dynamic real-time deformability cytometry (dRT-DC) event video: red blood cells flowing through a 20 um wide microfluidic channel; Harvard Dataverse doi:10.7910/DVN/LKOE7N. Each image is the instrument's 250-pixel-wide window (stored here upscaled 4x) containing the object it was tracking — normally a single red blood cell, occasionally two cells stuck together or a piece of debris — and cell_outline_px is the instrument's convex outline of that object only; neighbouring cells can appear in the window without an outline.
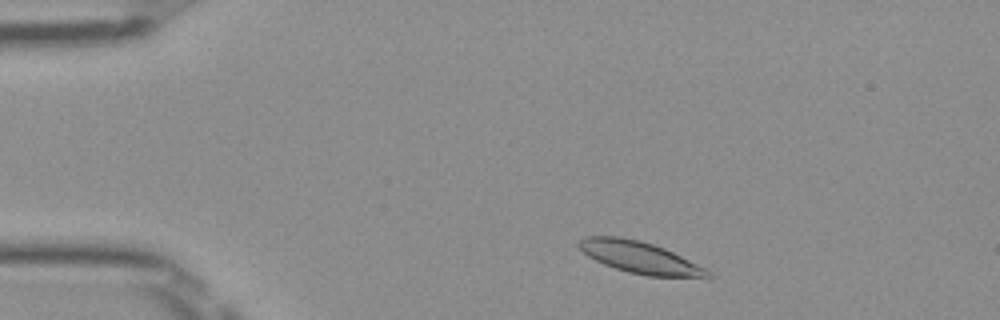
{"species": "Egyptian fruit bat (a non-hibernating species)", "species_latin": "Rousettus aegyptiacus", "temperature_condition": "room temperature", "stored_images_in_passage": 46, "camera_frame_rate_fps": 3000, "um_per_image_px": 0.085, "frame": {"image": 1, "passage_image": 4, "time_ms": 1.0, "image_size_px": [1000, 320], "cell_outline_px": [[712, 276], [708, 280], [648, 276], [628, 272], [604, 264], [588, 256], [576, 244], [584, 236], [620, 236], [640, 240], [664, 248], [712, 272]], "centroid_in_image_um": [54.47, 21.92], "position_along_channel_um": 30.5, "area_um2": 24.22}}
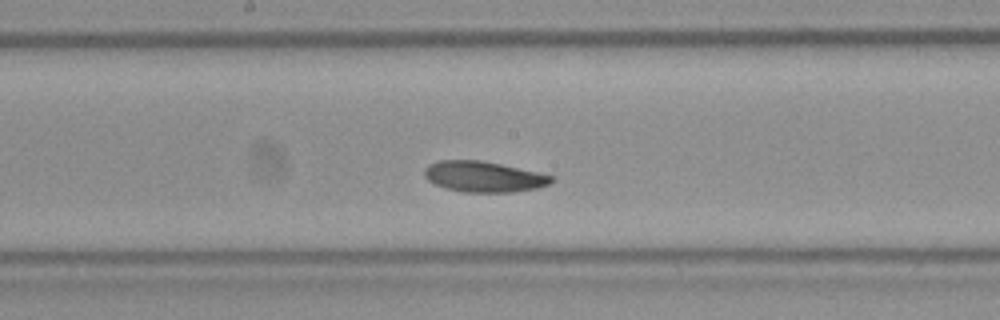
{"frame": {"image": 2, "passage_image": 22, "time_ms": 7.0, "image_size_px": [1000, 320], "cell_outline_px": [[556, 176], [548, 184], [536, 188], [512, 192], [464, 192], [444, 188], [428, 180], [424, 176], [424, 168], [428, 164], [440, 160], [480, 160], [500, 164]], "centroid_in_image_um": [41.08, 15.01], "position_along_channel_um": 207.1, "area_um2": 22.66}}
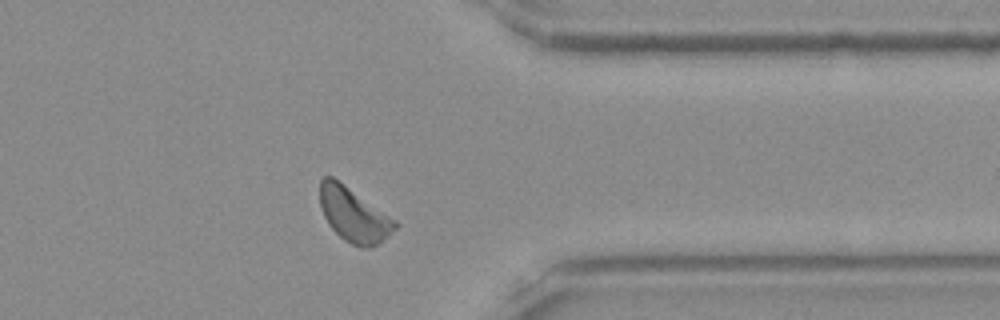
{"frame": {"image": 3, "passage_image": 36, "time_ms": 11.667, "image_size_px": [1000, 320], "cell_outline_px": [[400, 224], [380, 244], [372, 248], [360, 248], [344, 240], [328, 224], [324, 216], [320, 204], [320, 180], [324, 176], [332, 176], [344, 184], [396, 220]], "centroid_in_image_um": [30.08, 18.28], "position_along_channel_um": 381.3, "area_um2": 23.76}, "authors_computed_cell_mechanics": {"area_um2": 23.0911, "velocity_mm_per_s": 3.9201, "shape_relaxation_time_tau1_ms": 4.5815, "shape_relaxation_time_tau2_ms": null, "deformation_change_tau1": 0.1129, "deformation_change_tau2": null}}